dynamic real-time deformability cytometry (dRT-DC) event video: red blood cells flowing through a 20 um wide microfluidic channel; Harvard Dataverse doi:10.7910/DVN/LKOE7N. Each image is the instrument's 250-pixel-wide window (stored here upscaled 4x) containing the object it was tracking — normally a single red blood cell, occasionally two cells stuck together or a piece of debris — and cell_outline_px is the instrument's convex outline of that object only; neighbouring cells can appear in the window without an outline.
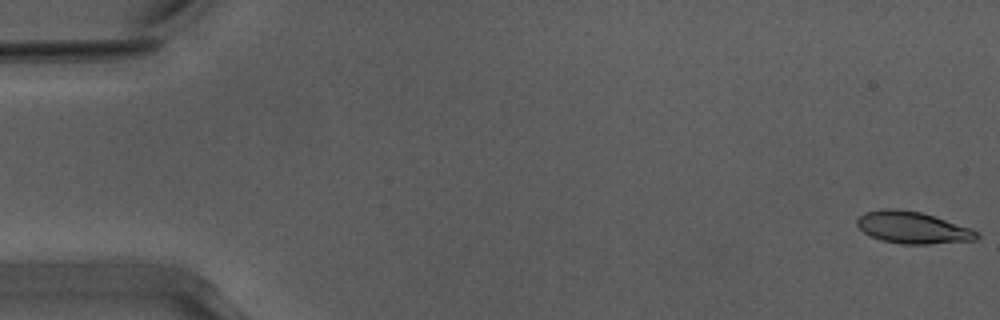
{"species": "Egyptian fruit bat (a non-hibernating species)", "species_latin": "Rousettus aegyptiacus", "temperature_condition": "warm", "stored_images_in_passage": 20, "camera_frame_rate_fps": 3000, "um_per_image_px": 0.085, "animal": {"sex": "male"}, "frame": {"image": 1, "passage_image": 1, "time_ms": 0.0, "image_size_px": [1000, 320], "cell_outline_px": [[980, 236], [976, 240], [928, 244], [900, 244], [880, 240], [864, 232], [856, 224], [856, 220], [864, 212], [880, 208], [900, 208], [920, 212], [972, 228], [980, 232]], "centroid_in_image_um": [77.58, 19.34], "position_along_channel_um": 7.4, "area_um2": 22.48}}
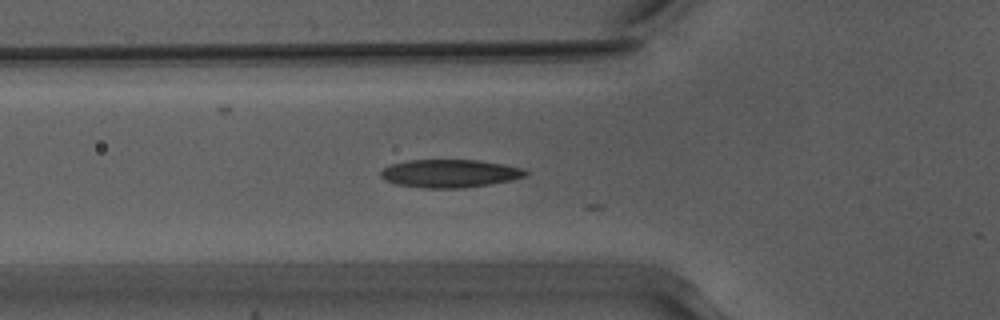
{"frame": {"image": 2, "passage_image": 19, "time_ms": 6.0, "image_size_px": [1000, 320], "cell_outline_px": [[528, 172], [524, 176], [508, 180], [488, 184], [464, 188], [424, 188], [396, 184], [384, 180], [380, 176], [380, 172], [388, 164], [408, 160], [480, 160], [504, 164], [524, 168]], "centroid_in_image_um": [38.18, 14.73], "position_along_channel_um": 87.6, "area_um2": 23.7}}